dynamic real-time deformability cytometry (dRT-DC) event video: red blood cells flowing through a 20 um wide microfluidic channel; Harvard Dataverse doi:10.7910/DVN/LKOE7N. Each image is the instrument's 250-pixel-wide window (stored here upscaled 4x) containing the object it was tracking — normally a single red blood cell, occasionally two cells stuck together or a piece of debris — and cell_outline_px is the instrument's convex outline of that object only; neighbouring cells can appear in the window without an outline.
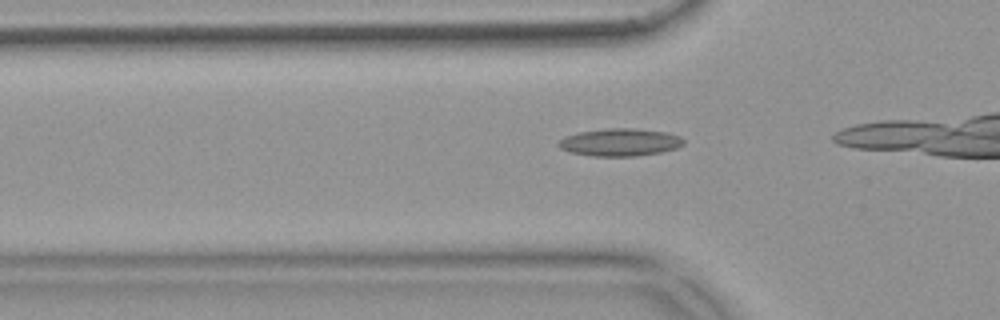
{"species": "common noctule bat (a hibernating species)", "species_latin": "Nyctalus noctula", "temperature_condition": "warm", "stored_images_in_passage": 16, "camera_frame_rate_fps": 3000, "um_per_image_px": 0.085, "animal": {"sex": "female", "body_mass_g": 18.4}, "frame": {"image": 1, "passage_image": 12, "time_ms": 3.667, "image_size_px": [1000, 320], "cell_outline_px": [[684, 144], [676, 148], [660, 152], [636, 156], [592, 156], [572, 152], [560, 148], [556, 144], [564, 136], [580, 132], [608, 128], [632, 128], [664, 132], [680, 136], [684, 140]], "centroid_in_image_um": [52.69, 12.09], "position_along_channel_um": 73.1, "area_um2": 19.94}}